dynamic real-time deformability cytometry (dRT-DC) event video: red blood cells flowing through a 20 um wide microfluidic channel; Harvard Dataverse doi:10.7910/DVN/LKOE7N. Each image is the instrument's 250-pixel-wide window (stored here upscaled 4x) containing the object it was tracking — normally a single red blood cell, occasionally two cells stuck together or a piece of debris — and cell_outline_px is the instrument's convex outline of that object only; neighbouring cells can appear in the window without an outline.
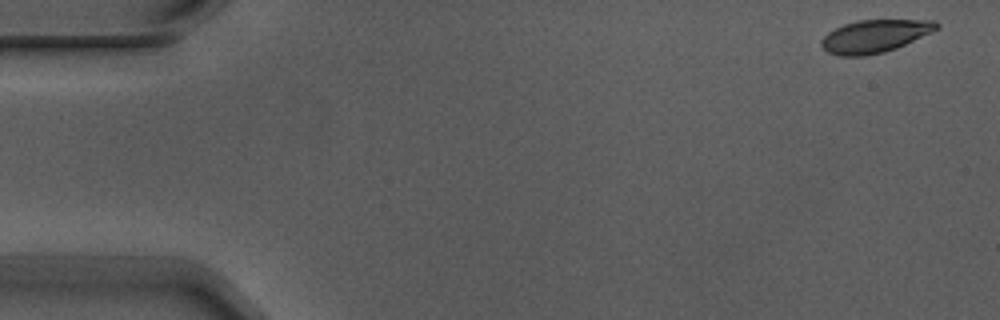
{"species": "Egyptian fruit bat (a non-hibernating species)", "species_latin": "Rousettus aegyptiacus", "temperature_condition": "warm", "stored_images_in_passage": 5, "camera_frame_rate_fps": 3000, "um_per_image_px": 0.085, "animal": {"sex": "male"}, "frame": {"image": 1, "passage_image": 1, "time_ms": 0.0, "image_size_px": [1000, 320], "cell_outline_px": [[940, 28], [932, 32], [896, 48], [884, 52], [864, 56], [840, 56], [828, 52], [820, 44], [820, 40], [828, 32], [844, 24], [856, 20], [936, 20], [940, 24]], "centroid_in_image_um": [74.37, 3.07], "position_along_channel_um": 10.6, "area_um2": 22.02}}
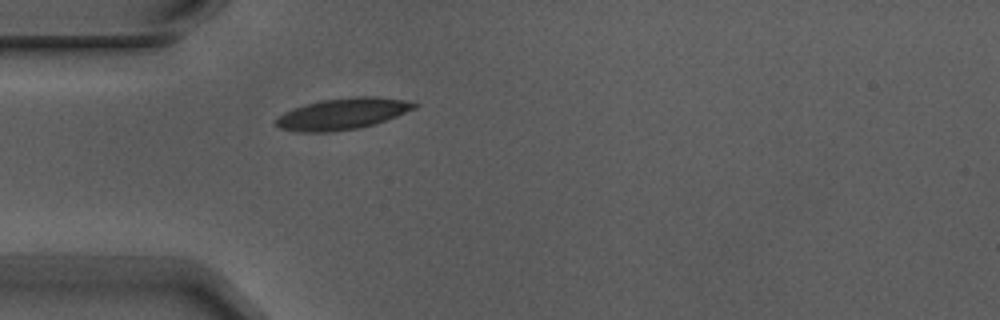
{"frame": {"image": 2, "passage_image": 5, "time_ms": 1.333, "image_size_px": [1000, 320], "cell_outline_px": [[420, 104], [416, 108], [376, 124], [360, 128], [332, 132], [300, 132], [280, 128], [272, 124], [272, 120], [276, 116], [292, 108], [304, 104], [324, 100], [352, 96], [376, 96], [404, 100]], "centroid_in_image_um": [29.06, 9.68], "position_along_channel_um": 55.9, "area_um2": 25.66}}